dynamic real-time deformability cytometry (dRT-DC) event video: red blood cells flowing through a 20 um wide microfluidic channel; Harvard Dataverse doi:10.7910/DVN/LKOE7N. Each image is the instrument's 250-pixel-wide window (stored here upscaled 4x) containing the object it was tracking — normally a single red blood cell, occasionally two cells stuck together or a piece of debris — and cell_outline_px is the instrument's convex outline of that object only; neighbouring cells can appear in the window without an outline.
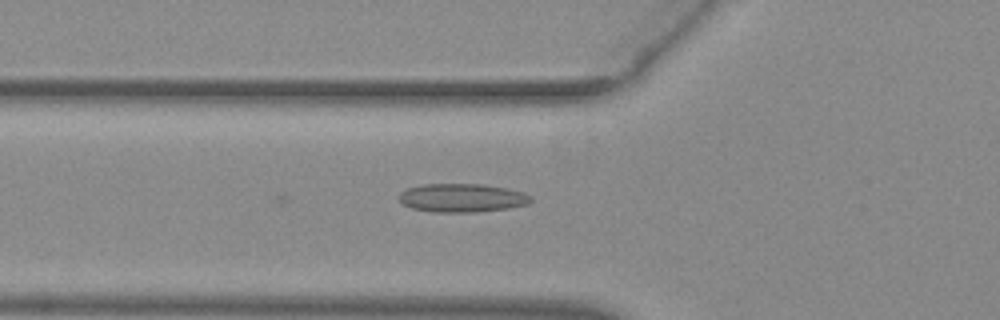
{"species": "common noctule bat (a hibernating species)", "species_latin": "Nyctalus noctula", "temperature_condition": "warm", "stored_images_in_passage": 37, "camera_frame_rate_fps": 3000, "um_per_image_px": 0.085, "animal": {"sex": "female", "body_mass_g": 29.2, "forearm_length_mm": 56.3}, "frame": {"image": 1, "passage_image": 16, "time_ms": 5.0, "image_size_px": [1000, 320], "cell_outline_px": [[532, 200], [528, 204], [508, 208], [476, 212], [436, 212], [412, 208], [404, 204], [400, 200], [400, 192], [408, 188], [420, 184], [484, 184], [524, 192], [532, 196]], "centroid_in_image_um": [39.3, 16.81], "position_along_channel_um": 86.5, "area_um2": 21.85}}
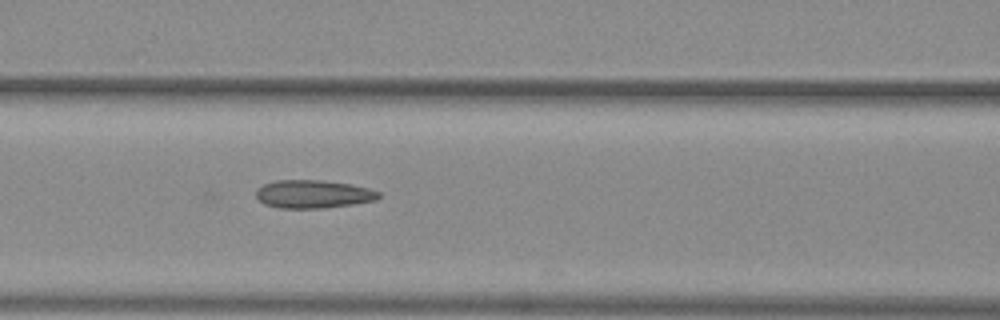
{"frame": {"image": 2, "passage_image": 20, "time_ms": 6.333, "image_size_px": [1000, 320], "cell_outline_px": [[380, 196], [376, 200], [352, 204], [320, 208], [280, 208], [264, 204], [256, 196], [256, 188], [264, 184], [276, 180], [320, 180], [348, 184], [368, 188], [380, 192]], "centroid_in_image_um": [26.59, 16.49], "position_along_channel_um": 140.0, "area_um2": 19.94}}
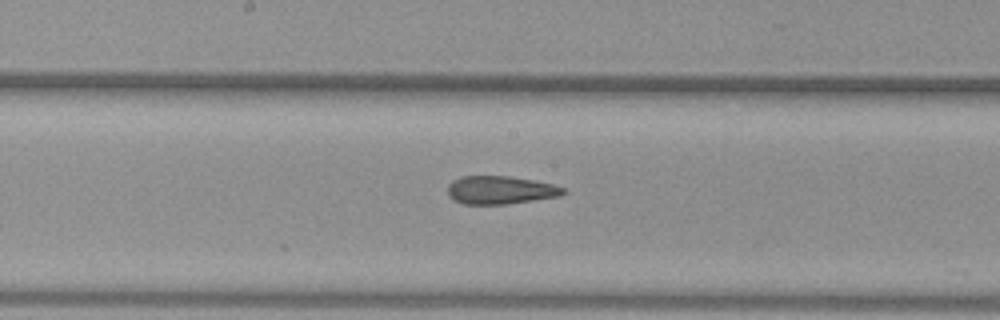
{"frame": {"image": 3, "passage_image": 25, "time_ms": 8.0, "image_size_px": [1000, 320], "cell_outline_px": [[568, 192], [560, 196], [504, 204], [464, 204], [448, 196], [448, 184], [452, 180], [460, 176], [508, 176], [532, 180], [552, 184], [564, 188]], "centroid_in_image_um": [42.51, 16.15], "position_along_channel_um": 205.7, "area_um2": 18.84}}